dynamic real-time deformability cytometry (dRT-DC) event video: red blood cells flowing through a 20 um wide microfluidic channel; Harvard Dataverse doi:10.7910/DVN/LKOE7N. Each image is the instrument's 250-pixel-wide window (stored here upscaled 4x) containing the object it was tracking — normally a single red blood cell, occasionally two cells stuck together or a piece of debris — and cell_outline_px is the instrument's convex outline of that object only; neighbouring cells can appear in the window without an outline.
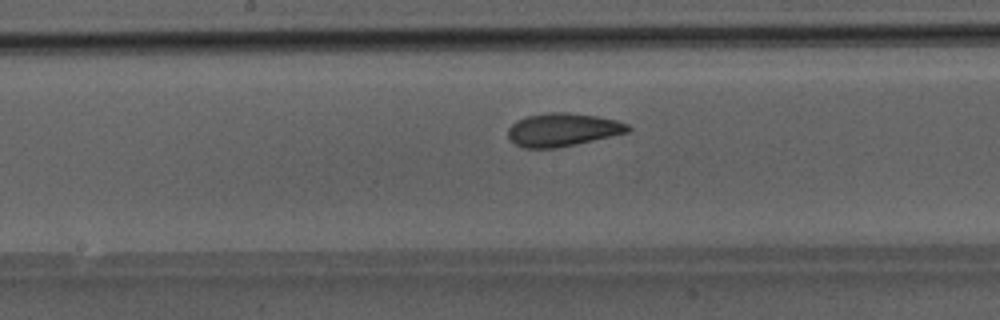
{"species": "Egyptian fruit bat (a non-hibernating species)", "species_latin": "Rousettus aegyptiacus", "temperature_condition": "room temperature", "stored_images_in_passage": 43, "camera_frame_rate_fps": 3000, "um_per_image_px": 0.085, "animal": {"sex": "male"}, "frame": {"image": 1, "passage_image": 20, "time_ms": 6.333, "image_size_px": [1000, 320], "cell_outline_px": [[632, 128], [628, 132], [576, 144], [556, 148], [524, 148], [508, 140], [508, 128], [516, 120], [528, 116], [548, 112], [568, 112], [596, 116], [616, 120], [628, 124]], "centroid_in_image_um": [47.8, 11.02], "position_along_channel_um": 200.4, "area_um2": 23.18}}
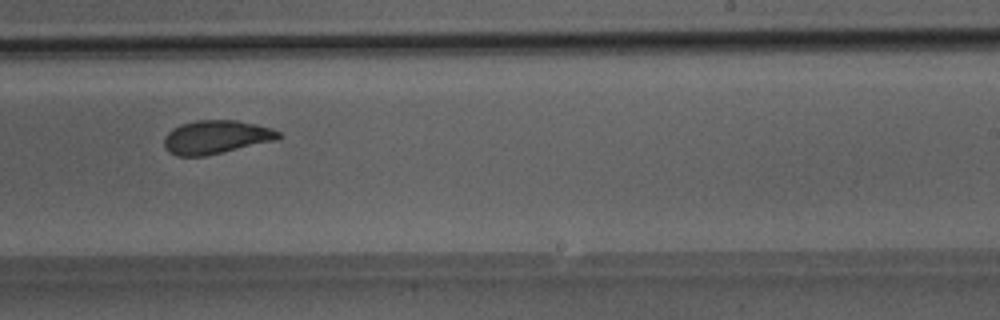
{"frame": {"image": 2, "passage_image": 25, "time_ms": 8.0, "image_size_px": [1000, 320], "cell_outline_px": [[280, 136], [276, 140], [204, 156], [176, 156], [168, 152], [164, 148], [164, 136], [172, 128], [180, 124], [196, 120], [236, 120], [256, 124], [272, 128], [280, 132]], "centroid_in_image_um": [18.32, 11.65], "position_along_channel_um": 270.7, "area_um2": 22.37}}
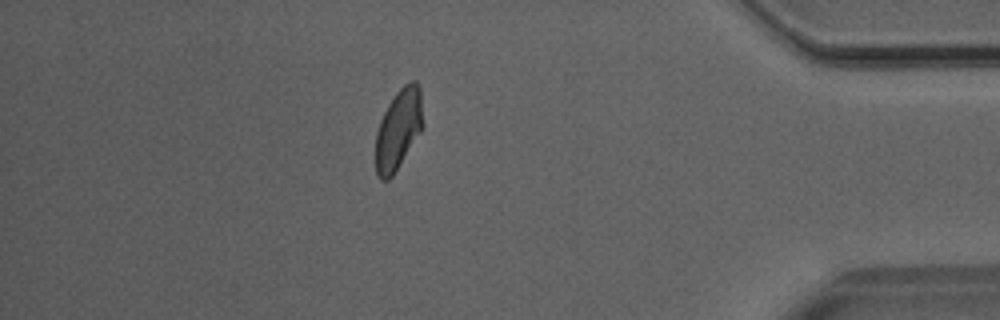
{"frame": {"image": 3, "passage_image": 37, "time_ms": 12.0, "image_size_px": [1000, 320], "cell_outline_px": [[424, 128], [392, 176], [388, 180], [380, 180], [376, 176], [376, 132], [380, 120], [388, 104], [396, 92], [404, 84], [412, 80], [416, 80], [420, 88], [424, 124]], "centroid_in_image_um": [33.88, 10.98], "position_along_channel_um": 401.3, "area_um2": 22.43}}